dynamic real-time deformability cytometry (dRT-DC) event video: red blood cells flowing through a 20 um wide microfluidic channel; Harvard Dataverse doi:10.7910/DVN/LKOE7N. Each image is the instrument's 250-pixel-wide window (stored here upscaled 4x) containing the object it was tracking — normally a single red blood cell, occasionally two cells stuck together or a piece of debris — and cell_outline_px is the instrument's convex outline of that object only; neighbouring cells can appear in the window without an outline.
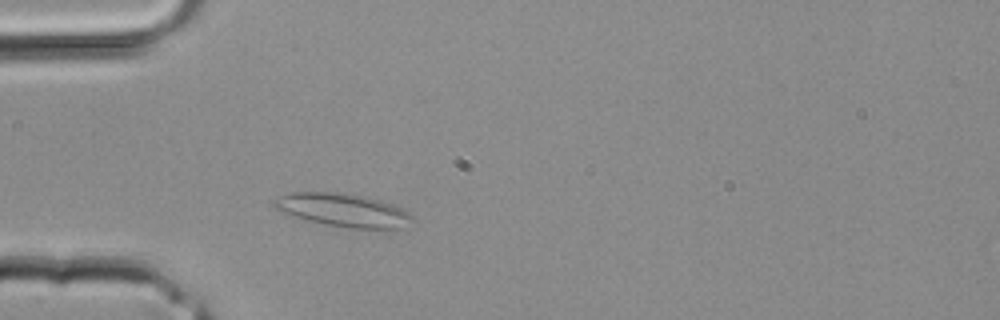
{"species": "common noctule bat (a hibernating species)", "species_latin": "Nyctalus noctula", "temperature_condition": "room temperature", "stored_images_in_passage": 1, "camera_frame_rate_fps": 3000, "um_per_image_px": 0.085, "animal": {"sex": "male", "body_mass_g": 20.4}, "frame": {"image": 1, "passage_image": 1, "time_ms": 0.0, "image_size_px": [1000, 320], "cell_outline_px": [[412, 220], [400, 228], [352, 228], [328, 224], [308, 220], [284, 212], [276, 208], [272, 204], [272, 200], [280, 196], [292, 192], [340, 192], [364, 196], [380, 200], [392, 204], [408, 212], [412, 216]], "centroid_in_image_um": [29.15, 17.84], "position_along_channel_um": 55.9, "area_um2": 26.18}}